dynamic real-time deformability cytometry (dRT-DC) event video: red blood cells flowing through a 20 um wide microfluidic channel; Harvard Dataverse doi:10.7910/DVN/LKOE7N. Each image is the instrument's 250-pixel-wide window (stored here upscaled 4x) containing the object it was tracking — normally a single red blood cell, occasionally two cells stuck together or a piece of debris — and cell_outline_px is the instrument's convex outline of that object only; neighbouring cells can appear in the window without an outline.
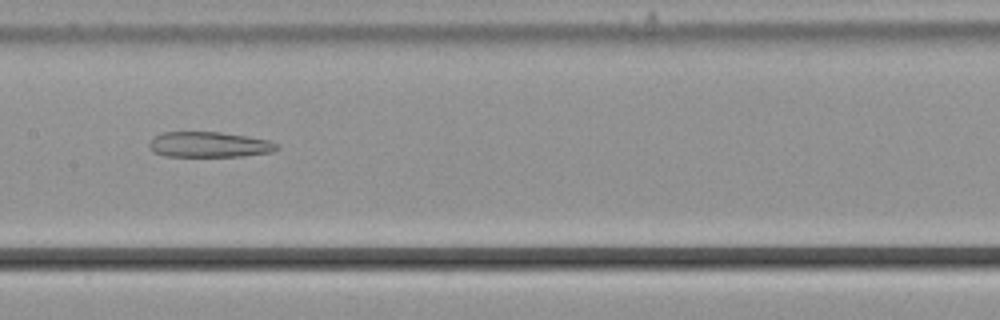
{"species": "common noctule bat (a hibernating species)", "species_latin": "Nyctalus noctula", "temperature_condition": "cold", "stored_images_in_passage": 55, "camera_frame_rate_fps": 3000, "um_per_image_px": 0.085, "animal": {"sex": "male", "body_mass_g": 21.5, "forearm_length_mm": 52.0}, "frame": {"image": 1, "passage_image": 28, "time_ms": 9.0, "image_size_px": [1000, 320], "cell_outline_px": [[280, 148], [272, 152], [244, 156], [164, 156], [152, 152], [148, 148], [148, 144], [152, 136], [164, 132], [220, 132], [268, 140], [276, 144]], "centroid_in_image_um": [17.71, 12.29], "position_along_channel_um": 189.7, "area_um2": 19.02}}
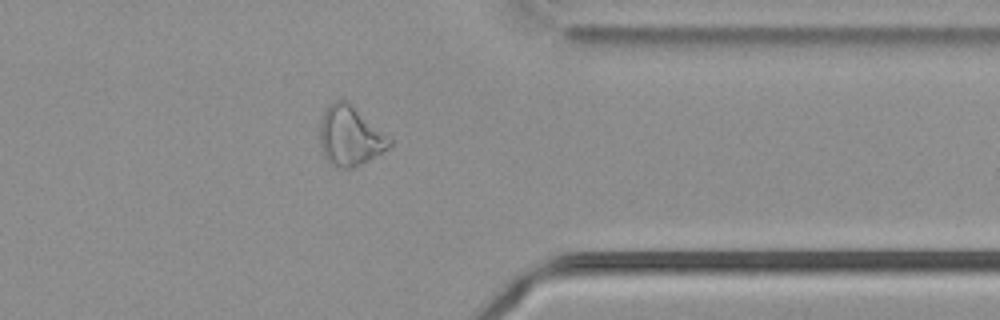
{"frame": {"image": 2, "passage_image": 44, "time_ms": 14.333, "image_size_px": [1000, 320], "cell_outline_px": [[392, 144], [388, 148], [360, 164], [352, 168], [336, 168], [328, 164], [324, 156], [320, 144], [320, 120], [324, 108], [332, 100], [340, 96], [388, 136], [392, 140]], "centroid_in_image_um": [29.68, 11.54], "position_along_channel_um": 381.7, "area_um2": 24.16}}
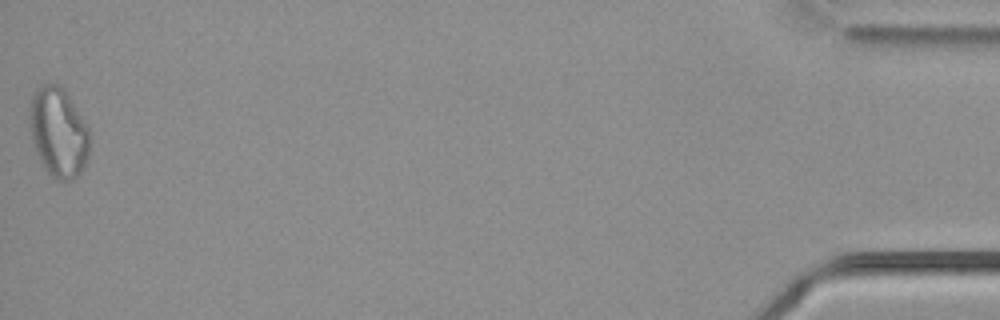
{"frame": {"image": 3, "passage_image": 55, "time_ms": 18.0, "image_size_px": [1000, 320], "cell_outline_px": [[88, 156], [80, 172], [72, 180], [56, 180], [44, 168], [40, 160], [32, 140], [28, 116], [28, 108], [32, 96], [36, 88], [40, 84], [56, 84], [64, 88], [88, 128]], "centroid_in_image_um": [4.92, 11.22], "position_along_channel_um": 430.3, "area_um2": 31.15}}